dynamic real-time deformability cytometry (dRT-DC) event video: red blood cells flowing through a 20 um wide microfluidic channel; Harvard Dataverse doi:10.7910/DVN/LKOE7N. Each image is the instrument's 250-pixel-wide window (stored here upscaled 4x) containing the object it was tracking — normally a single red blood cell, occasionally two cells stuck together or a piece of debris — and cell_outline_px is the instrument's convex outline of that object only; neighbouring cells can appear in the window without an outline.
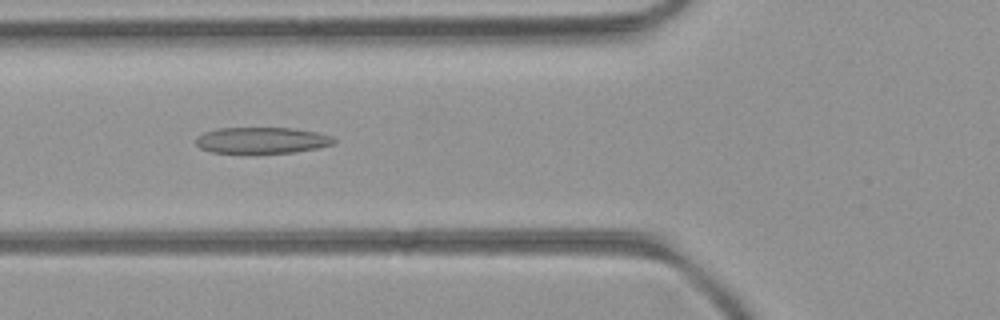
{"species": "common noctule bat (a hibernating species)", "species_latin": "Nyctalus noctula", "temperature_condition": "room temperature", "stored_images_in_passage": 47, "camera_frame_rate_fps": 3000, "um_per_image_px": 0.085, "animal": {"sex": "female", "body_mass_g": 21.9}, "frame": {"image": 1, "passage_image": 17, "time_ms": 5.333, "image_size_px": [1000, 320], "cell_outline_px": [[336, 140], [332, 144], [320, 148], [296, 152], [256, 156], [252, 156], [208, 152], [200, 148], [196, 144], [196, 136], [204, 132], [220, 128], [292, 128], [316, 132], [332, 136]], "centroid_in_image_um": [22.21, 11.98], "position_along_channel_um": 103.6, "area_um2": 22.25}}
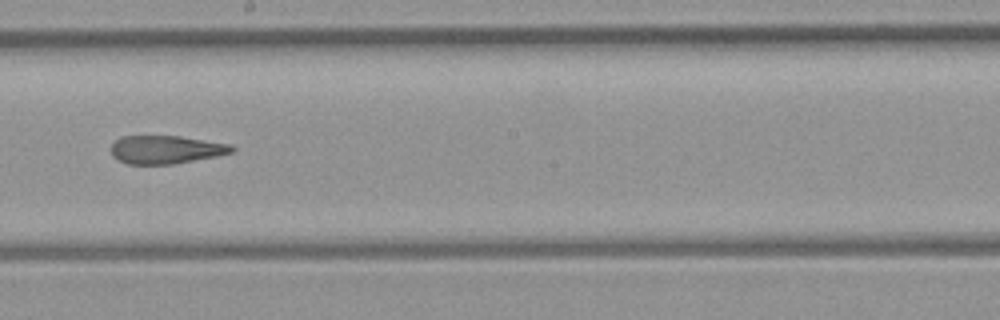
{"frame": {"image": 2, "passage_image": 26, "time_ms": 8.333, "image_size_px": [1000, 320], "cell_outline_px": [[236, 148], [232, 152], [216, 156], [172, 164], [128, 164], [112, 156], [112, 144], [120, 136], [180, 136], [232, 144]], "centroid_in_image_um": [14.12, 12.7], "position_along_channel_um": 234.1, "area_um2": 19.77}}
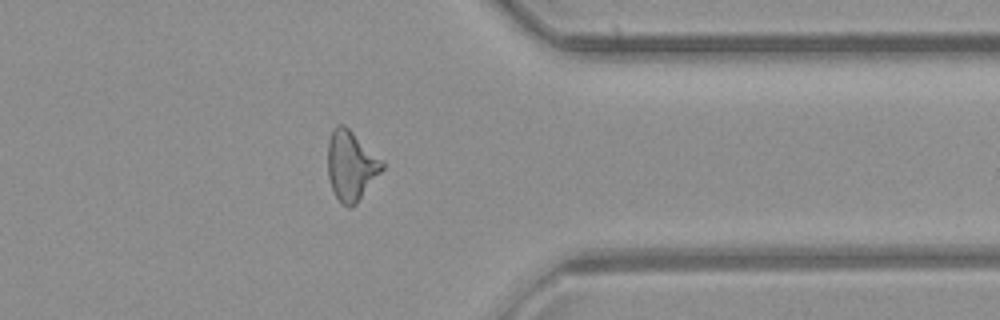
{"frame": {"image": 3, "passage_image": 37, "time_ms": 12.0, "image_size_px": [1000, 320], "cell_outline_px": [[384, 168], [356, 204], [352, 208], [348, 208], [336, 196], [332, 188], [328, 176], [328, 140], [332, 132], [340, 124], [344, 124], [384, 160]], "centroid_in_image_um": [29.86, 14.08], "position_along_channel_um": 381.5, "area_um2": 21.96}, "authors_computed_cell_mechanics": {"area_um2": 21.964, "velocity_mm_per_s": 4.3349, "shape_relaxation_time_tau1_ms": null, "shape_relaxation_time_tau2_ms": 3.4356, "deformation_change_tau1": null, "deformation_change_tau2": 0.1493}}